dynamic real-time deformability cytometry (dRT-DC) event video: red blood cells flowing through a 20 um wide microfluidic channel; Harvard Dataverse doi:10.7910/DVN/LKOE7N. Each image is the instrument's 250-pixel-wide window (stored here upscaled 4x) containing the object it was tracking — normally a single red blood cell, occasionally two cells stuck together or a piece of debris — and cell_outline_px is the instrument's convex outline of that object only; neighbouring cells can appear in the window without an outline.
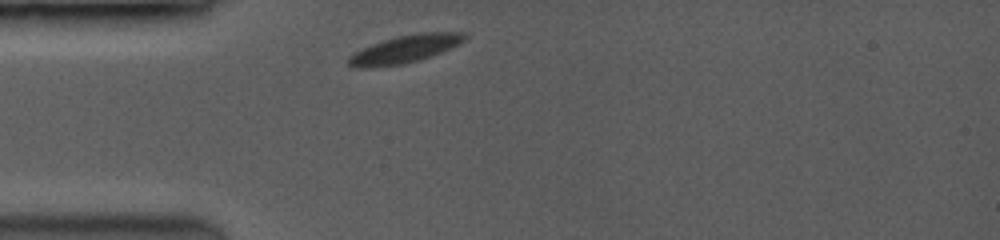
{"species": "common noctule bat (a hibernating species)", "species_latin": "Nyctalus noctula", "temperature_condition": "room temperature", "stored_images_in_passage": 3, "camera_frame_rate_fps": 3500, "um_per_image_px": 0.085, "animal": {"sex": "female", "body_mass_g": 19.0, "forearm_length_mm": 53.3}, "frame": {"image": 1, "passage_image": 1, "time_ms": 0.0, "image_size_px": [1000, 240], "cell_outline_px": [[464, 40], [440, 52], [420, 60], [400, 64], [364, 68], [356, 68], [348, 64], [348, 56], [372, 44], [396, 36], [416, 32], [464, 32]], "centroid_in_image_um": [34.37, 4.16], "position_along_channel_um": 50.6, "area_um2": 18.32}}
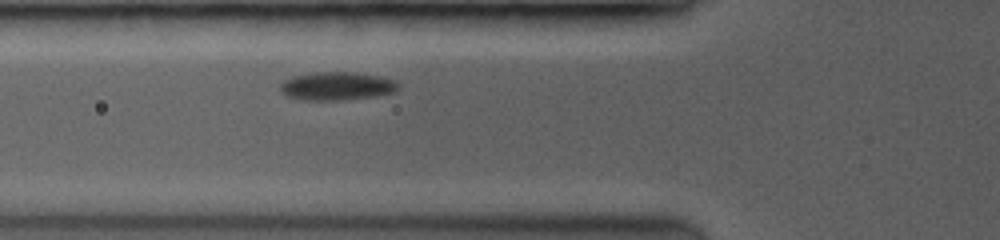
{"frame": {"image": 2, "passage_image": 3, "time_ms": 1.429, "image_size_px": [1000, 240], "cell_outline_px": [[396, 88], [392, 92], [368, 96], [336, 100], [316, 100], [288, 96], [280, 88], [280, 84], [284, 80], [292, 76], [316, 72], [356, 72], [380, 76], [392, 80], [396, 84]], "centroid_in_image_um": [28.57, 7.28], "position_along_channel_um": 97.2, "area_um2": 18.67}}